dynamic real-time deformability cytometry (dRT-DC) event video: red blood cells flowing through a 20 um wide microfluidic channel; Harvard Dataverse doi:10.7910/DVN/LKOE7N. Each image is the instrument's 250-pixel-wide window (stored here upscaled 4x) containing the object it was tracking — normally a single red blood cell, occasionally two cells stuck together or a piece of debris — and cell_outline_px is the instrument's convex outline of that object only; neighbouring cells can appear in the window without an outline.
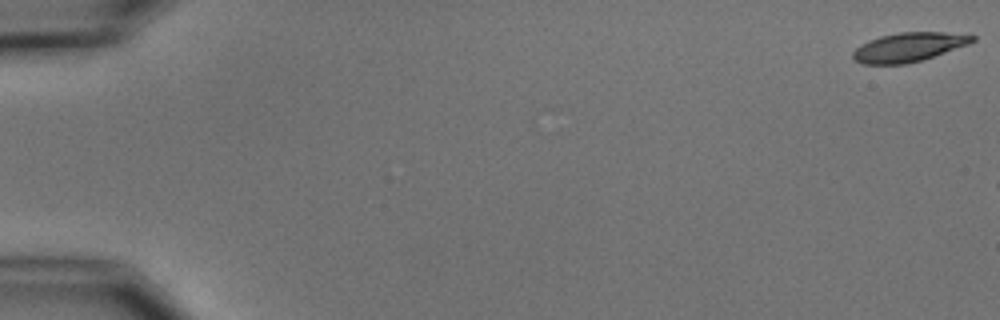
{"species": "common noctule bat (a hibernating species)", "species_latin": "Nyctalus noctula", "temperature_condition": "cold", "stored_images_in_passage": 3, "camera_frame_rate_fps": 3000, "um_per_image_px": 0.085, "animal": {"sex": "male", "body_mass_g": 15.6}, "frame": {"image": 1, "passage_image": 1, "time_ms": 0.0, "image_size_px": [1000, 320], "cell_outline_px": [[976, 40], [968, 44], [920, 60], [904, 64], [864, 64], [856, 60], [852, 56], [852, 52], [860, 44], [868, 40], [880, 36], [900, 32], [944, 32], [976, 36]], "centroid_in_image_um": [77.2, 3.99], "position_along_channel_um": 7.8, "area_um2": 19.94}}